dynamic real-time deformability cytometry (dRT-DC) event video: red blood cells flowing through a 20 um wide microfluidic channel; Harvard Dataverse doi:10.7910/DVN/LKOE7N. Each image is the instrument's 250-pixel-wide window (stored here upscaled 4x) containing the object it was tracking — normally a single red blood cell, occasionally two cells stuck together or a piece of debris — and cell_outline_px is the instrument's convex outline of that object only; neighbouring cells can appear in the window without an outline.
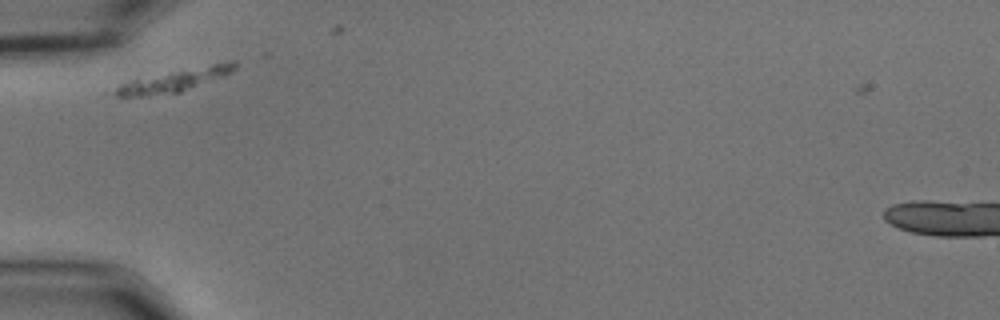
{"species": "common noctule bat (a hibernating species)", "species_latin": "Nyctalus noctula", "temperature_condition": "cold", "stored_images_in_passage": 13, "camera_frame_rate_fps": 3000, "um_per_image_px": 0.085, "animal": {"sex": "male", "body_mass_g": 15.6}, "frame": {"image": 1, "passage_image": 5, "time_ms": 1.333, "image_size_px": [1000, 320], "cell_outline_px": [[236, 68], [224, 76], [180, 92], [140, 96], [116, 96], [116, 88], [120, 84], [136, 80], [212, 64], [236, 60]], "centroid_in_image_um": [14.93, 6.84], "position_along_channel_um": 70.1, "area_um2": 14.51}}